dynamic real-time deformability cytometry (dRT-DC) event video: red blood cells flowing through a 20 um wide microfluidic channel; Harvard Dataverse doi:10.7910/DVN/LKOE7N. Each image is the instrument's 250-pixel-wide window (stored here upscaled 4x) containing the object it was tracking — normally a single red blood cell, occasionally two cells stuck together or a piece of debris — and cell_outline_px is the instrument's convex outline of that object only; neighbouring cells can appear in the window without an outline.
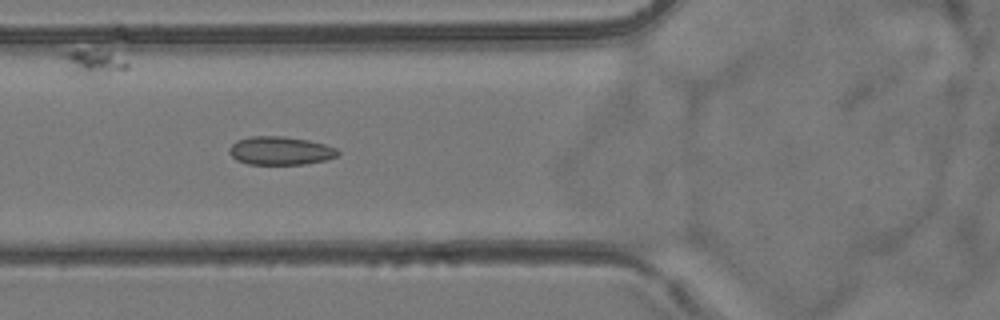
{"species": "common noctule bat (a hibernating species)", "species_latin": "Nyctalus noctula", "temperature_condition": "room temperature", "stored_images_in_passage": 10, "camera_frame_rate_fps": 3000, "um_per_image_px": 0.085, "animal": {"sex": "female", "body_mass_g": 24.6, "forearm_length_mm": 56.2}, "frame": {"image": 1, "passage_image": 6, "time_ms": 5.667, "image_size_px": [1000, 320], "cell_outline_px": [[340, 152], [336, 156], [324, 160], [304, 164], [248, 164], [236, 160], [228, 152], [228, 148], [236, 140], [252, 136], [284, 136], [308, 140], [324, 144], [336, 148]], "centroid_in_image_um": [23.79, 12.8], "position_along_channel_um": 102.0, "area_um2": 17.92}}
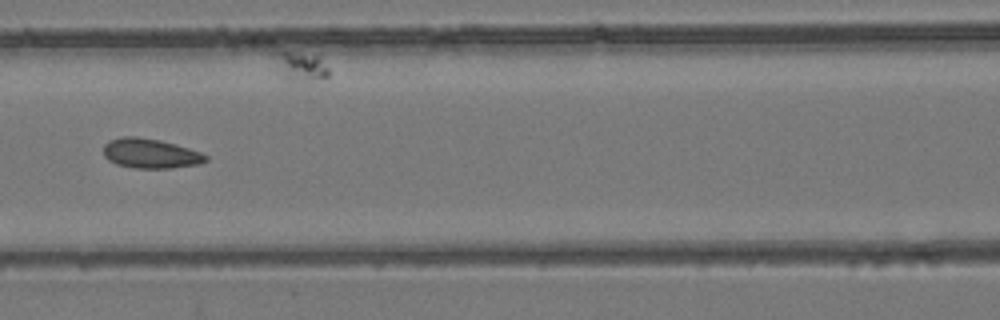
{"frame": {"image": 2, "passage_image": 7, "time_ms": 7.0, "image_size_px": [1000, 320], "cell_outline_px": [[208, 160], [200, 164], [172, 168], [132, 168], [116, 164], [108, 160], [104, 156], [104, 144], [108, 140], [124, 136], [136, 136], [160, 140], [176, 144], [200, 152], [208, 156]], "centroid_in_image_um": [12.78, 13.04], "position_along_channel_um": 153.8, "area_um2": 17.86}}